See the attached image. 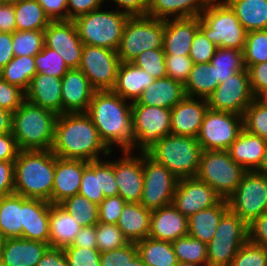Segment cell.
Here are the masks:
<instances>
[{"label": "cell", "instance_id": "obj_26", "mask_svg": "<svg viewBox=\"0 0 267 266\" xmlns=\"http://www.w3.org/2000/svg\"><path fill=\"white\" fill-rule=\"evenodd\" d=\"M49 210V201L24 197L22 238L49 244Z\"/></svg>", "mask_w": 267, "mask_h": 266}, {"label": "cell", "instance_id": "obj_10", "mask_svg": "<svg viewBox=\"0 0 267 266\" xmlns=\"http://www.w3.org/2000/svg\"><path fill=\"white\" fill-rule=\"evenodd\" d=\"M248 240V224L230 210L221 218L214 237L207 244V266H230Z\"/></svg>", "mask_w": 267, "mask_h": 266}, {"label": "cell", "instance_id": "obj_40", "mask_svg": "<svg viewBox=\"0 0 267 266\" xmlns=\"http://www.w3.org/2000/svg\"><path fill=\"white\" fill-rule=\"evenodd\" d=\"M36 73L34 57L18 56L0 70V77L26 92Z\"/></svg>", "mask_w": 267, "mask_h": 266}, {"label": "cell", "instance_id": "obj_69", "mask_svg": "<svg viewBox=\"0 0 267 266\" xmlns=\"http://www.w3.org/2000/svg\"><path fill=\"white\" fill-rule=\"evenodd\" d=\"M12 43L13 33L0 32V70L15 57Z\"/></svg>", "mask_w": 267, "mask_h": 266}, {"label": "cell", "instance_id": "obj_39", "mask_svg": "<svg viewBox=\"0 0 267 266\" xmlns=\"http://www.w3.org/2000/svg\"><path fill=\"white\" fill-rule=\"evenodd\" d=\"M16 31L45 30L51 20L38 0H23L14 3Z\"/></svg>", "mask_w": 267, "mask_h": 266}, {"label": "cell", "instance_id": "obj_56", "mask_svg": "<svg viewBox=\"0 0 267 266\" xmlns=\"http://www.w3.org/2000/svg\"><path fill=\"white\" fill-rule=\"evenodd\" d=\"M26 100V93L21 88L8 83L0 77V108L15 112Z\"/></svg>", "mask_w": 267, "mask_h": 266}, {"label": "cell", "instance_id": "obj_59", "mask_svg": "<svg viewBox=\"0 0 267 266\" xmlns=\"http://www.w3.org/2000/svg\"><path fill=\"white\" fill-rule=\"evenodd\" d=\"M105 0H67L68 20L101 8Z\"/></svg>", "mask_w": 267, "mask_h": 266}, {"label": "cell", "instance_id": "obj_47", "mask_svg": "<svg viewBox=\"0 0 267 266\" xmlns=\"http://www.w3.org/2000/svg\"><path fill=\"white\" fill-rule=\"evenodd\" d=\"M36 72L42 75H52L62 78L69 68L63 58L54 50L44 45L43 49L34 56Z\"/></svg>", "mask_w": 267, "mask_h": 266}, {"label": "cell", "instance_id": "obj_22", "mask_svg": "<svg viewBox=\"0 0 267 266\" xmlns=\"http://www.w3.org/2000/svg\"><path fill=\"white\" fill-rule=\"evenodd\" d=\"M185 96L171 109V134L196 138L208 109L207 99Z\"/></svg>", "mask_w": 267, "mask_h": 266}, {"label": "cell", "instance_id": "obj_18", "mask_svg": "<svg viewBox=\"0 0 267 266\" xmlns=\"http://www.w3.org/2000/svg\"><path fill=\"white\" fill-rule=\"evenodd\" d=\"M222 198L206 182L197 177L178 179L173 206L187 218L202 209L217 205Z\"/></svg>", "mask_w": 267, "mask_h": 266}, {"label": "cell", "instance_id": "obj_63", "mask_svg": "<svg viewBox=\"0 0 267 266\" xmlns=\"http://www.w3.org/2000/svg\"><path fill=\"white\" fill-rule=\"evenodd\" d=\"M14 162L0 161V197L14 193Z\"/></svg>", "mask_w": 267, "mask_h": 266}, {"label": "cell", "instance_id": "obj_72", "mask_svg": "<svg viewBox=\"0 0 267 266\" xmlns=\"http://www.w3.org/2000/svg\"><path fill=\"white\" fill-rule=\"evenodd\" d=\"M255 100L261 104L263 107L267 108V89L259 92L256 96H255Z\"/></svg>", "mask_w": 267, "mask_h": 266}, {"label": "cell", "instance_id": "obj_41", "mask_svg": "<svg viewBox=\"0 0 267 266\" xmlns=\"http://www.w3.org/2000/svg\"><path fill=\"white\" fill-rule=\"evenodd\" d=\"M210 63L215 67L219 84L233 74L245 69L243 51L232 48H217Z\"/></svg>", "mask_w": 267, "mask_h": 266}, {"label": "cell", "instance_id": "obj_50", "mask_svg": "<svg viewBox=\"0 0 267 266\" xmlns=\"http://www.w3.org/2000/svg\"><path fill=\"white\" fill-rule=\"evenodd\" d=\"M96 242L100 252L119 249L129 243L116 224L101 222L96 225Z\"/></svg>", "mask_w": 267, "mask_h": 266}, {"label": "cell", "instance_id": "obj_58", "mask_svg": "<svg viewBox=\"0 0 267 266\" xmlns=\"http://www.w3.org/2000/svg\"><path fill=\"white\" fill-rule=\"evenodd\" d=\"M100 183L105 198L118 195V186L114 175V160H100Z\"/></svg>", "mask_w": 267, "mask_h": 266}, {"label": "cell", "instance_id": "obj_15", "mask_svg": "<svg viewBox=\"0 0 267 266\" xmlns=\"http://www.w3.org/2000/svg\"><path fill=\"white\" fill-rule=\"evenodd\" d=\"M143 176V194L140 203L151 211L171 205L178 182L177 177L146 153H143Z\"/></svg>", "mask_w": 267, "mask_h": 266}, {"label": "cell", "instance_id": "obj_33", "mask_svg": "<svg viewBox=\"0 0 267 266\" xmlns=\"http://www.w3.org/2000/svg\"><path fill=\"white\" fill-rule=\"evenodd\" d=\"M229 211L228 202L222 199L217 205L202 209L187 218L188 235L208 244L221 221V218Z\"/></svg>", "mask_w": 267, "mask_h": 266}, {"label": "cell", "instance_id": "obj_21", "mask_svg": "<svg viewBox=\"0 0 267 266\" xmlns=\"http://www.w3.org/2000/svg\"><path fill=\"white\" fill-rule=\"evenodd\" d=\"M88 161L65 159L55 155V174L51 204H60L66 198L79 193L84 168Z\"/></svg>", "mask_w": 267, "mask_h": 266}, {"label": "cell", "instance_id": "obj_52", "mask_svg": "<svg viewBox=\"0 0 267 266\" xmlns=\"http://www.w3.org/2000/svg\"><path fill=\"white\" fill-rule=\"evenodd\" d=\"M217 46L211 42L205 34L198 29L189 52L193 64L208 63L217 50Z\"/></svg>", "mask_w": 267, "mask_h": 266}, {"label": "cell", "instance_id": "obj_55", "mask_svg": "<svg viewBox=\"0 0 267 266\" xmlns=\"http://www.w3.org/2000/svg\"><path fill=\"white\" fill-rule=\"evenodd\" d=\"M167 76L173 80L181 82L183 85L187 81L192 69V59L189 55H165Z\"/></svg>", "mask_w": 267, "mask_h": 266}, {"label": "cell", "instance_id": "obj_74", "mask_svg": "<svg viewBox=\"0 0 267 266\" xmlns=\"http://www.w3.org/2000/svg\"><path fill=\"white\" fill-rule=\"evenodd\" d=\"M176 266H207V265H200L197 263H190V262H178Z\"/></svg>", "mask_w": 267, "mask_h": 266}, {"label": "cell", "instance_id": "obj_5", "mask_svg": "<svg viewBox=\"0 0 267 266\" xmlns=\"http://www.w3.org/2000/svg\"><path fill=\"white\" fill-rule=\"evenodd\" d=\"M202 151L197 138L169 134L145 153L181 179L196 177Z\"/></svg>", "mask_w": 267, "mask_h": 266}, {"label": "cell", "instance_id": "obj_8", "mask_svg": "<svg viewBox=\"0 0 267 266\" xmlns=\"http://www.w3.org/2000/svg\"><path fill=\"white\" fill-rule=\"evenodd\" d=\"M246 170L234 162L228 150H204L196 177L227 200L237 189Z\"/></svg>", "mask_w": 267, "mask_h": 266}, {"label": "cell", "instance_id": "obj_17", "mask_svg": "<svg viewBox=\"0 0 267 266\" xmlns=\"http://www.w3.org/2000/svg\"><path fill=\"white\" fill-rule=\"evenodd\" d=\"M44 45L56 51L69 69L79 68L84 44L74 20L51 21L44 30Z\"/></svg>", "mask_w": 267, "mask_h": 266}, {"label": "cell", "instance_id": "obj_19", "mask_svg": "<svg viewBox=\"0 0 267 266\" xmlns=\"http://www.w3.org/2000/svg\"><path fill=\"white\" fill-rule=\"evenodd\" d=\"M122 153L124 157L114 161L118 195L126 202L140 203L144 182L143 153H139L138 157L131 155L132 152L130 151H123Z\"/></svg>", "mask_w": 267, "mask_h": 266}, {"label": "cell", "instance_id": "obj_4", "mask_svg": "<svg viewBox=\"0 0 267 266\" xmlns=\"http://www.w3.org/2000/svg\"><path fill=\"white\" fill-rule=\"evenodd\" d=\"M57 114L25 100L12 113V134L20 150H51Z\"/></svg>", "mask_w": 267, "mask_h": 266}, {"label": "cell", "instance_id": "obj_57", "mask_svg": "<svg viewBox=\"0 0 267 266\" xmlns=\"http://www.w3.org/2000/svg\"><path fill=\"white\" fill-rule=\"evenodd\" d=\"M126 203L119 195L106 197L98 205L99 222L104 224H117Z\"/></svg>", "mask_w": 267, "mask_h": 266}, {"label": "cell", "instance_id": "obj_7", "mask_svg": "<svg viewBox=\"0 0 267 266\" xmlns=\"http://www.w3.org/2000/svg\"><path fill=\"white\" fill-rule=\"evenodd\" d=\"M101 9L93 10L74 20L80 40L85 45L100 46L117 51L130 15L122 10L103 11Z\"/></svg>", "mask_w": 267, "mask_h": 266}, {"label": "cell", "instance_id": "obj_46", "mask_svg": "<svg viewBox=\"0 0 267 266\" xmlns=\"http://www.w3.org/2000/svg\"><path fill=\"white\" fill-rule=\"evenodd\" d=\"M245 68L267 61V30L248 32L243 50Z\"/></svg>", "mask_w": 267, "mask_h": 266}, {"label": "cell", "instance_id": "obj_36", "mask_svg": "<svg viewBox=\"0 0 267 266\" xmlns=\"http://www.w3.org/2000/svg\"><path fill=\"white\" fill-rule=\"evenodd\" d=\"M248 32L267 30V0H224Z\"/></svg>", "mask_w": 267, "mask_h": 266}, {"label": "cell", "instance_id": "obj_31", "mask_svg": "<svg viewBox=\"0 0 267 266\" xmlns=\"http://www.w3.org/2000/svg\"><path fill=\"white\" fill-rule=\"evenodd\" d=\"M151 214L141 203L127 202L116 225L128 242L136 243L149 236Z\"/></svg>", "mask_w": 267, "mask_h": 266}, {"label": "cell", "instance_id": "obj_75", "mask_svg": "<svg viewBox=\"0 0 267 266\" xmlns=\"http://www.w3.org/2000/svg\"><path fill=\"white\" fill-rule=\"evenodd\" d=\"M6 2H10V3H15V2H18V1H23V0H4Z\"/></svg>", "mask_w": 267, "mask_h": 266}, {"label": "cell", "instance_id": "obj_65", "mask_svg": "<svg viewBox=\"0 0 267 266\" xmlns=\"http://www.w3.org/2000/svg\"><path fill=\"white\" fill-rule=\"evenodd\" d=\"M16 31L14 3L0 2V32L14 33Z\"/></svg>", "mask_w": 267, "mask_h": 266}, {"label": "cell", "instance_id": "obj_37", "mask_svg": "<svg viewBox=\"0 0 267 266\" xmlns=\"http://www.w3.org/2000/svg\"><path fill=\"white\" fill-rule=\"evenodd\" d=\"M218 85L215 67L210 62L193 64L184 91L187 97L207 99Z\"/></svg>", "mask_w": 267, "mask_h": 266}, {"label": "cell", "instance_id": "obj_14", "mask_svg": "<svg viewBox=\"0 0 267 266\" xmlns=\"http://www.w3.org/2000/svg\"><path fill=\"white\" fill-rule=\"evenodd\" d=\"M120 63L117 51L84 44L79 69L95 91L113 90Z\"/></svg>", "mask_w": 267, "mask_h": 266}, {"label": "cell", "instance_id": "obj_3", "mask_svg": "<svg viewBox=\"0 0 267 266\" xmlns=\"http://www.w3.org/2000/svg\"><path fill=\"white\" fill-rule=\"evenodd\" d=\"M14 171V193L51 203L55 174V155L51 150H20Z\"/></svg>", "mask_w": 267, "mask_h": 266}, {"label": "cell", "instance_id": "obj_44", "mask_svg": "<svg viewBox=\"0 0 267 266\" xmlns=\"http://www.w3.org/2000/svg\"><path fill=\"white\" fill-rule=\"evenodd\" d=\"M78 194L97 205L105 199L100 183V159L88 162L84 168Z\"/></svg>", "mask_w": 267, "mask_h": 266}, {"label": "cell", "instance_id": "obj_71", "mask_svg": "<svg viewBox=\"0 0 267 266\" xmlns=\"http://www.w3.org/2000/svg\"><path fill=\"white\" fill-rule=\"evenodd\" d=\"M255 171H257L258 173L267 175V140L265 141V149H264L262 161L259 167Z\"/></svg>", "mask_w": 267, "mask_h": 266}, {"label": "cell", "instance_id": "obj_9", "mask_svg": "<svg viewBox=\"0 0 267 266\" xmlns=\"http://www.w3.org/2000/svg\"><path fill=\"white\" fill-rule=\"evenodd\" d=\"M165 20L147 15L130 16L117 50L121 62H132L146 50L163 48Z\"/></svg>", "mask_w": 267, "mask_h": 266}, {"label": "cell", "instance_id": "obj_20", "mask_svg": "<svg viewBox=\"0 0 267 266\" xmlns=\"http://www.w3.org/2000/svg\"><path fill=\"white\" fill-rule=\"evenodd\" d=\"M95 90L79 69H69L61 78L62 114L86 113Z\"/></svg>", "mask_w": 267, "mask_h": 266}, {"label": "cell", "instance_id": "obj_64", "mask_svg": "<svg viewBox=\"0 0 267 266\" xmlns=\"http://www.w3.org/2000/svg\"><path fill=\"white\" fill-rule=\"evenodd\" d=\"M19 152L20 149L12 132L0 135V161L14 162Z\"/></svg>", "mask_w": 267, "mask_h": 266}, {"label": "cell", "instance_id": "obj_25", "mask_svg": "<svg viewBox=\"0 0 267 266\" xmlns=\"http://www.w3.org/2000/svg\"><path fill=\"white\" fill-rule=\"evenodd\" d=\"M185 235H188L187 217L173 204L152 210L148 237L172 243Z\"/></svg>", "mask_w": 267, "mask_h": 266}, {"label": "cell", "instance_id": "obj_13", "mask_svg": "<svg viewBox=\"0 0 267 266\" xmlns=\"http://www.w3.org/2000/svg\"><path fill=\"white\" fill-rule=\"evenodd\" d=\"M242 129V115L208 108L196 138L203 151L228 150Z\"/></svg>", "mask_w": 267, "mask_h": 266}, {"label": "cell", "instance_id": "obj_30", "mask_svg": "<svg viewBox=\"0 0 267 266\" xmlns=\"http://www.w3.org/2000/svg\"><path fill=\"white\" fill-rule=\"evenodd\" d=\"M265 139L244 129L230 145L228 152L231 159L246 171H255L263 158Z\"/></svg>", "mask_w": 267, "mask_h": 266}, {"label": "cell", "instance_id": "obj_27", "mask_svg": "<svg viewBox=\"0 0 267 266\" xmlns=\"http://www.w3.org/2000/svg\"><path fill=\"white\" fill-rule=\"evenodd\" d=\"M184 85L170 77L155 79L132 105L172 109L185 97Z\"/></svg>", "mask_w": 267, "mask_h": 266}, {"label": "cell", "instance_id": "obj_16", "mask_svg": "<svg viewBox=\"0 0 267 266\" xmlns=\"http://www.w3.org/2000/svg\"><path fill=\"white\" fill-rule=\"evenodd\" d=\"M255 96L248 69L237 72L220 83L207 98L208 108L243 115Z\"/></svg>", "mask_w": 267, "mask_h": 266}, {"label": "cell", "instance_id": "obj_73", "mask_svg": "<svg viewBox=\"0 0 267 266\" xmlns=\"http://www.w3.org/2000/svg\"><path fill=\"white\" fill-rule=\"evenodd\" d=\"M127 266H146L141 257L137 255Z\"/></svg>", "mask_w": 267, "mask_h": 266}, {"label": "cell", "instance_id": "obj_12", "mask_svg": "<svg viewBox=\"0 0 267 266\" xmlns=\"http://www.w3.org/2000/svg\"><path fill=\"white\" fill-rule=\"evenodd\" d=\"M229 210L249 224L265 214L267 208V175L246 171L234 193L227 199Z\"/></svg>", "mask_w": 267, "mask_h": 266}, {"label": "cell", "instance_id": "obj_6", "mask_svg": "<svg viewBox=\"0 0 267 266\" xmlns=\"http://www.w3.org/2000/svg\"><path fill=\"white\" fill-rule=\"evenodd\" d=\"M199 29L218 48L244 50L247 31L224 0H209L199 16Z\"/></svg>", "mask_w": 267, "mask_h": 266}, {"label": "cell", "instance_id": "obj_32", "mask_svg": "<svg viewBox=\"0 0 267 266\" xmlns=\"http://www.w3.org/2000/svg\"><path fill=\"white\" fill-rule=\"evenodd\" d=\"M49 228V246L65 248L72 245L82 226L60 204L50 203Z\"/></svg>", "mask_w": 267, "mask_h": 266}, {"label": "cell", "instance_id": "obj_24", "mask_svg": "<svg viewBox=\"0 0 267 266\" xmlns=\"http://www.w3.org/2000/svg\"><path fill=\"white\" fill-rule=\"evenodd\" d=\"M199 29V17L165 20L163 49L165 55H189L192 41Z\"/></svg>", "mask_w": 267, "mask_h": 266}, {"label": "cell", "instance_id": "obj_68", "mask_svg": "<svg viewBox=\"0 0 267 266\" xmlns=\"http://www.w3.org/2000/svg\"><path fill=\"white\" fill-rule=\"evenodd\" d=\"M37 266H68L63 248L49 247Z\"/></svg>", "mask_w": 267, "mask_h": 266}, {"label": "cell", "instance_id": "obj_51", "mask_svg": "<svg viewBox=\"0 0 267 266\" xmlns=\"http://www.w3.org/2000/svg\"><path fill=\"white\" fill-rule=\"evenodd\" d=\"M230 266H267V249L247 240L238 250Z\"/></svg>", "mask_w": 267, "mask_h": 266}, {"label": "cell", "instance_id": "obj_28", "mask_svg": "<svg viewBox=\"0 0 267 266\" xmlns=\"http://www.w3.org/2000/svg\"><path fill=\"white\" fill-rule=\"evenodd\" d=\"M25 93L32 104L62 114L61 78L36 73Z\"/></svg>", "mask_w": 267, "mask_h": 266}, {"label": "cell", "instance_id": "obj_48", "mask_svg": "<svg viewBox=\"0 0 267 266\" xmlns=\"http://www.w3.org/2000/svg\"><path fill=\"white\" fill-rule=\"evenodd\" d=\"M243 129L267 140V108L255 99L245 109L243 115Z\"/></svg>", "mask_w": 267, "mask_h": 266}, {"label": "cell", "instance_id": "obj_61", "mask_svg": "<svg viewBox=\"0 0 267 266\" xmlns=\"http://www.w3.org/2000/svg\"><path fill=\"white\" fill-rule=\"evenodd\" d=\"M248 72L254 96L267 89V61L251 65Z\"/></svg>", "mask_w": 267, "mask_h": 266}, {"label": "cell", "instance_id": "obj_45", "mask_svg": "<svg viewBox=\"0 0 267 266\" xmlns=\"http://www.w3.org/2000/svg\"><path fill=\"white\" fill-rule=\"evenodd\" d=\"M44 47V30L15 31L13 33V53L18 56L38 54Z\"/></svg>", "mask_w": 267, "mask_h": 266}, {"label": "cell", "instance_id": "obj_66", "mask_svg": "<svg viewBox=\"0 0 267 266\" xmlns=\"http://www.w3.org/2000/svg\"><path fill=\"white\" fill-rule=\"evenodd\" d=\"M123 8V12L130 16L147 15L152 0H112Z\"/></svg>", "mask_w": 267, "mask_h": 266}, {"label": "cell", "instance_id": "obj_42", "mask_svg": "<svg viewBox=\"0 0 267 266\" xmlns=\"http://www.w3.org/2000/svg\"><path fill=\"white\" fill-rule=\"evenodd\" d=\"M60 205L64 207L82 227L94 226L99 223L98 205L80 194L66 198Z\"/></svg>", "mask_w": 267, "mask_h": 266}, {"label": "cell", "instance_id": "obj_11", "mask_svg": "<svg viewBox=\"0 0 267 266\" xmlns=\"http://www.w3.org/2000/svg\"><path fill=\"white\" fill-rule=\"evenodd\" d=\"M133 145L145 153L161 138L171 134V109L132 105Z\"/></svg>", "mask_w": 267, "mask_h": 266}, {"label": "cell", "instance_id": "obj_34", "mask_svg": "<svg viewBox=\"0 0 267 266\" xmlns=\"http://www.w3.org/2000/svg\"><path fill=\"white\" fill-rule=\"evenodd\" d=\"M24 196L13 193L0 197V237L22 238Z\"/></svg>", "mask_w": 267, "mask_h": 266}, {"label": "cell", "instance_id": "obj_23", "mask_svg": "<svg viewBox=\"0 0 267 266\" xmlns=\"http://www.w3.org/2000/svg\"><path fill=\"white\" fill-rule=\"evenodd\" d=\"M49 244L24 238L2 240L0 260L2 266H37Z\"/></svg>", "mask_w": 267, "mask_h": 266}, {"label": "cell", "instance_id": "obj_70", "mask_svg": "<svg viewBox=\"0 0 267 266\" xmlns=\"http://www.w3.org/2000/svg\"><path fill=\"white\" fill-rule=\"evenodd\" d=\"M12 132V113L0 108V135Z\"/></svg>", "mask_w": 267, "mask_h": 266}, {"label": "cell", "instance_id": "obj_38", "mask_svg": "<svg viewBox=\"0 0 267 266\" xmlns=\"http://www.w3.org/2000/svg\"><path fill=\"white\" fill-rule=\"evenodd\" d=\"M136 246L146 266H176L178 263L171 242L147 237L136 242Z\"/></svg>", "mask_w": 267, "mask_h": 266}, {"label": "cell", "instance_id": "obj_49", "mask_svg": "<svg viewBox=\"0 0 267 266\" xmlns=\"http://www.w3.org/2000/svg\"><path fill=\"white\" fill-rule=\"evenodd\" d=\"M132 63L148 72L155 79L167 77L163 48L146 50L139 54Z\"/></svg>", "mask_w": 267, "mask_h": 266}, {"label": "cell", "instance_id": "obj_1", "mask_svg": "<svg viewBox=\"0 0 267 266\" xmlns=\"http://www.w3.org/2000/svg\"><path fill=\"white\" fill-rule=\"evenodd\" d=\"M51 151L57 157L98 160L110 156V150L101 140L99 132L86 113H64L57 116Z\"/></svg>", "mask_w": 267, "mask_h": 266}, {"label": "cell", "instance_id": "obj_29", "mask_svg": "<svg viewBox=\"0 0 267 266\" xmlns=\"http://www.w3.org/2000/svg\"><path fill=\"white\" fill-rule=\"evenodd\" d=\"M155 78L132 62H121L113 91L125 100L135 102Z\"/></svg>", "mask_w": 267, "mask_h": 266}, {"label": "cell", "instance_id": "obj_53", "mask_svg": "<svg viewBox=\"0 0 267 266\" xmlns=\"http://www.w3.org/2000/svg\"><path fill=\"white\" fill-rule=\"evenodd\" d=\"M68 266H100L98 249L67 246L63 248Z\"/></svg>", "mask_w": 267, "mask_h": 266}, {"label": "cell", "instance_id": "obj_2", "mask_svg": "<svg viewBox=\"0 0 267 266\" xmlns=\"http://www.w3.org/2000/svg\"><path fill=\"white\" fill-rule=\"evenodd\" d=\"M126 101L113 90L95 91L86 112L110 150L118 145L129 151L133 145L132 103Z\"/></svg>", "mask_w": 267, "mask_h": 266}, {"label": "cell", "instance_id": "obj_60", "mask_svg": "<svg viewBox=\"0 0 267 266\" xmlns=\"http://www.w3.org/2000/svg\"><path fill=\"white\" fill-rule=\"evenodd\" d=\"M248 240L267 249V215L262 214L248 224Z\"/></svg>", "mask_w": 267, "mask_h": 266}, {"label": "cell", "instance_id": "obj_43", "mask_svg": "<svg viewBox=\"0 0 267 266\" xmlns=\"http://www.w3.org/2000/svg\"><path fill=\"white\" fill-rule=\"evenodd\" d=\"M178 262H190L207 265V244L192 238L182 236L172 242Z\"/></svg>", "mask_w": 267, "mask_h": 266}, {"label": "cell", "instance_id": "obj_62", "mask_svg": "<svg viewBox=\"0 0 267 266\" xmlns=\"http://www.w3.org/2000/svg\"><path fill=\"white\" fill-rule=\"evenodd\" d=\"M38 3L51 21L68 20L67 0H38Z\"/></svg>", "mask_w": 267, "mask_h": 266}, {"label": "cell", "instance_id": "obj_54", "mask_svg": "<svg viewBox=\"0 0 267 266\" xmlns=\"http://www.w3.org/2000/svg\"><path fill=\"white\" fill-rule=\"evenodd\" d=\"M137 255L136 243L129 242L119 249L101 252L100 266H127Z\"/></svg>", "mask_w": 267, "mask_h": 266}, {"label": "cell", "instance_id": "obj_67", "mask_svg": "<svg viewBox=\"0 0 267 266\" xmlns=\"http://www.w3.org/2000/svg\"><path fill=\"white\" fill-rule=\"evenodd\" d=\"M81 248L97 249L96 242V225L89 227H82L77 234L72 245Z\"/></svg>", "mask_w": 267, "mask_h": 266}, {"label": "cell", "instance_id": "obj_35", "mask_svg": "<svg viewBox=\"0 0 267 266\" xmlns=\"http://www.w3.org/2000/svg\"><path fill=\"white\" fill-rule=\"evenodd\" d=\"M208 2L209 0H152L147 16L161 20H167L169 17H199Z\"/></svg>", "mask_w": 267, "mask_h": 266}]
</instances>
